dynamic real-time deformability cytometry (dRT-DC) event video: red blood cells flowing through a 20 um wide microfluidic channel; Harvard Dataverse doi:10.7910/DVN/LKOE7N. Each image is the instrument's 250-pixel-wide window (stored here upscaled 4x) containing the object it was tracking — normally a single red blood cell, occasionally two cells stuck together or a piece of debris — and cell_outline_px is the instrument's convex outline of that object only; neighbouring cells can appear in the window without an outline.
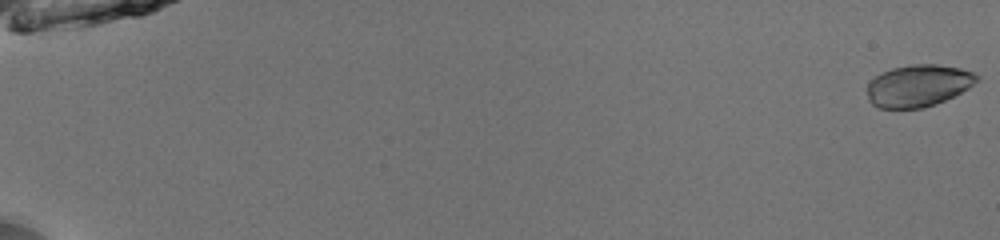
{"species": "common noctule bat (a hibernating species)", "species_latin": "Nyctalus noctula", "temperature_condition": "room temperature", "stored_images_in_passage": 53, "camera_frame_rate_fps": 3000, "um_per_image_px": 0.085, "animal": {"sex": "male", "body_mass_g": 13.0, "forearm_length_mm": 53.1}, "frame": {"image": 1, "passage_image": 1, "time_ms": 0.0, "image_size_px": [1000, 240], "cell_outline_px": [[980, 80], [968, 88], [936, 104], [924, 108], [880, 108], [872, 104], [868, 100], [868, 84], [880, 72], [892, 68], [912, 64], [936, 64], [960, 68], [972, 72], [980, 76]], "centroid_in_image_um": [78.06, 7.27], "position_along_channel_um": 6.9, "area_um2": 26.82}}
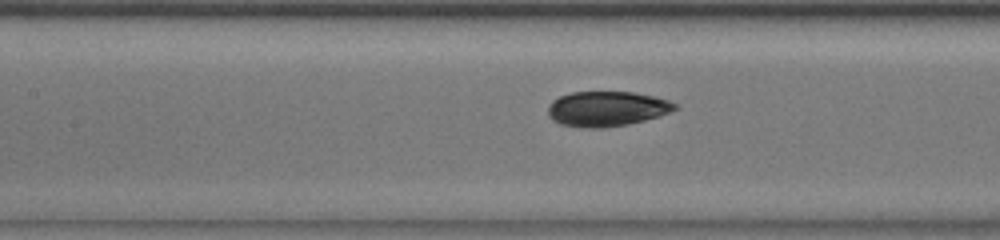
{"frame": {"image": 2, "passage_image": 27, "time_ms": 8.667, "image_size_px": [1000, 240], "cell_outline_px": [[680, 108], [644, 120], [628, 124], [604, 128], [584, 128], [560, 124], [552, 120], [548, 116], [548, 108], [552, 100], [560, 96], [572, 92], [632, 92], [652, 96], [668, 100], [676, 104]], "centroid_in_image_um": [51.54, 9.25], "position_along_channel_um": 155.9, "area_um2": 25.84}}
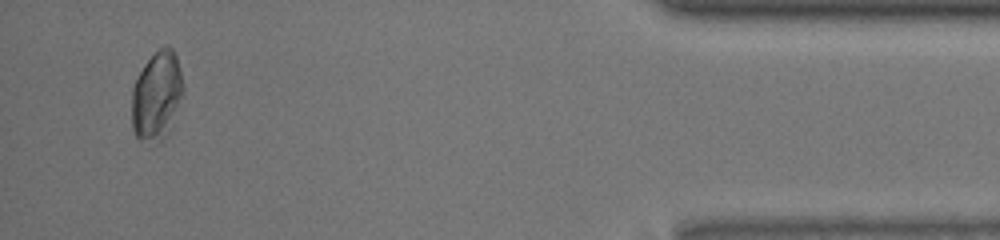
{"frame": {"image": 3, "passage_image": 51, "time_ms": 16.667, "image_size_px": [1000, 240], "cell_outline_px": [[184, 92], [172, 128], [168, 136], [160, 144], [156, 144], [136, 140], [132, 128], [132, 88], [144, 64], [164, 44], [168, 44], [172, 48], [176, 56], [184, 84]], "centroid_in_image_um": [13.35, 8.23], "position_along_channel_um": 421.9, "area_um2": 27.46}, "authors_computed_cell_mechanics": {"area_um2": 26.7036, "velocity_mm_per_s": 4.0116, "shape_relaxation_time_tau1_ms": 3.8654, "shape_relaxation_time_tau2_ms": 1.1138, "deformation_change_tau1": 0.1144, "deformation_change_tau2": 0.0266}}